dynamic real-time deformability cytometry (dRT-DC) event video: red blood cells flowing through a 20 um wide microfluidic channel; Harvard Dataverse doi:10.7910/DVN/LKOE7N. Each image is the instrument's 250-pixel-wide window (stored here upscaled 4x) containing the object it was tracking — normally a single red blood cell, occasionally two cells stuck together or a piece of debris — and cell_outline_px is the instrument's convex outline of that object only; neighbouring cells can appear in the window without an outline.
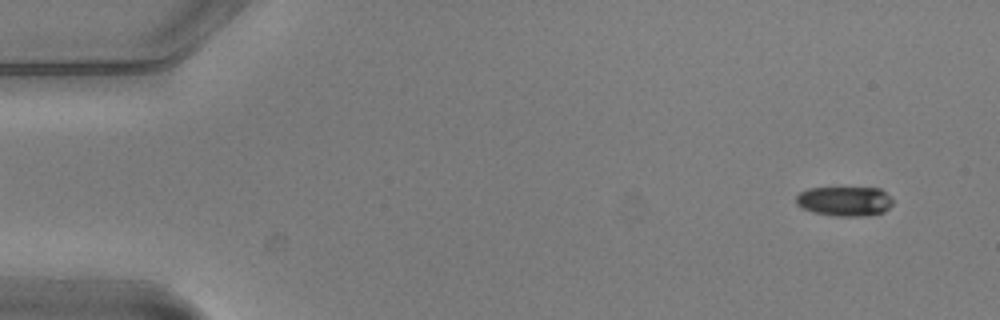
{"species": "common noctule bat (a hibernating species)", "species_latin": "Nyctalus noctula", "temperature_condition": "warm", "stored_images_in_passage": 5, "segment_of_instrument_passage": [2, 2], "camera_frame_rate_fps": 3000, "um_per_image_px": 0.085, "animal": {"sex": "male", "body_mass_g": 20.5, "forearm_length_mm": 52.5}, "frame": {"image": 1, "passage_image": 5, "time_ms": 1.333, "image_size_px": [1000, 320], "cell_outline_px": [[892, 204], [884, 212], [868, 216], [836, 216], [812, 212], [800, 208], [796, 204], [796, 196], [800, 192], [808, 188], [880, 188], [892, 200]], "centroid_in_image_um": [71.76, 17.11], "position_along_channel_um": 13.2, "area_um2": 16.76}}